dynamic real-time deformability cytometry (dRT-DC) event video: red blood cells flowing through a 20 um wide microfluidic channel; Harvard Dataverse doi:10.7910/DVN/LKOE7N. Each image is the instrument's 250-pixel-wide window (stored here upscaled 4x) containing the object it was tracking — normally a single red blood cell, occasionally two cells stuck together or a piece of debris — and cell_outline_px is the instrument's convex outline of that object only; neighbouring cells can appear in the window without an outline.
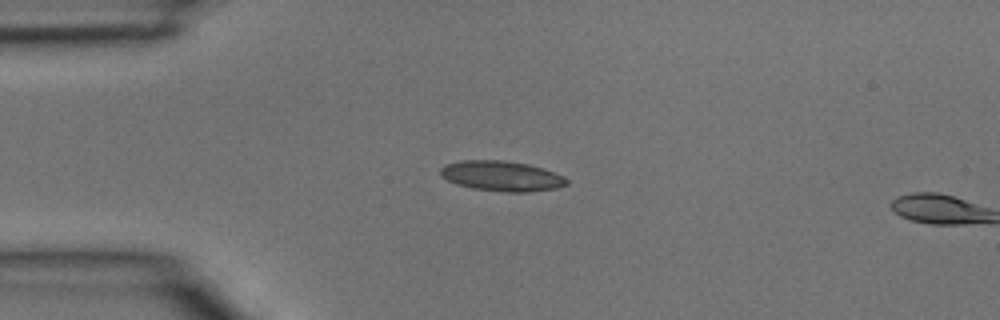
{"species": "common noctule bat (a hibernating species)", "species_latin": "Nyctalus noctula", "temperature_condition": "room temperature", "stored_images_in_passage": 2, "camera_frame_rate_fps": 3000, "um_per_image_px": 0.085, "animal": {"sex": "male", "body_mass_g": 15.6}, "frame": {"image": 1, "passage_image": 1, "time_ms": 0.0, "image_size_px": [1000, 320], "cell_outline_px": [[568, 184], [556, 188], [528, 192], [504, 192], [472, 188], [456, 184], [440, 176], [440, 168], [444, 164], [464, 160], [504, 160], [528, 164], [544, 168], [564, 176], [568, 180]], "centroid_in_image_um": [42.64, 14.96], "position_along_channel_um": 42.4, "area_um2": 22.37}}